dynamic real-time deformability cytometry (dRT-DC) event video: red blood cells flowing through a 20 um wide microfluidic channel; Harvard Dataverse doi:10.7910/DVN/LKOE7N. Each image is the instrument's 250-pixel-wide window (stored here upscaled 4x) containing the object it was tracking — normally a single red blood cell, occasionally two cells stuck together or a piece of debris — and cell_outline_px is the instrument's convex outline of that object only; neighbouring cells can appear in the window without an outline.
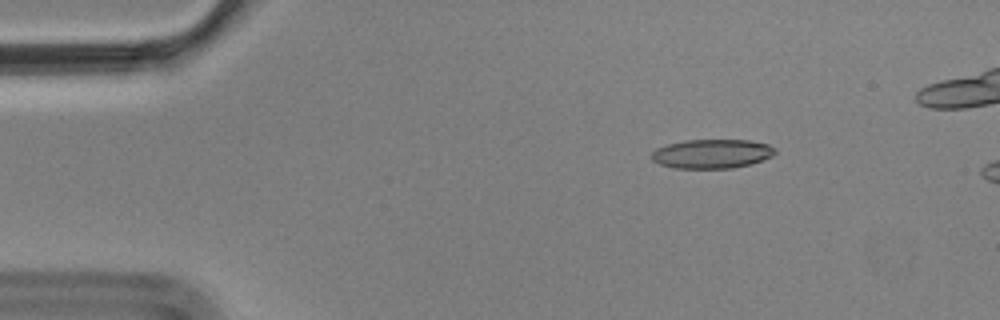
{"species": "Egyptian fruit bat (a non-hibernating species)", "species_latin": "Rousettus aegyptiacus", "temperature_condition": "cold", "stored_images_in_passage": 5, "camera_frame_rate_fps": 3000, "um_per_image_px": 0.085, "animal": {"sex": "male"}, "frame": {"image": 1, "passage_image": 3, "time_ms": 0.667, "image_size_px": [1000, 320], "cell_outline_px": [[776, 152], [772, 156], [752, 164], [732, 168], [672, 168], [660, 164], [652, 160], [652, 152], [656, 148], [668, 144], [684, 140], [748, 140], [768, 144], [776, 148]], "centroid_in_image_um": [60.52, 13.07], "position_along_channel_um": 24.5, "area_um2": 21.04}}